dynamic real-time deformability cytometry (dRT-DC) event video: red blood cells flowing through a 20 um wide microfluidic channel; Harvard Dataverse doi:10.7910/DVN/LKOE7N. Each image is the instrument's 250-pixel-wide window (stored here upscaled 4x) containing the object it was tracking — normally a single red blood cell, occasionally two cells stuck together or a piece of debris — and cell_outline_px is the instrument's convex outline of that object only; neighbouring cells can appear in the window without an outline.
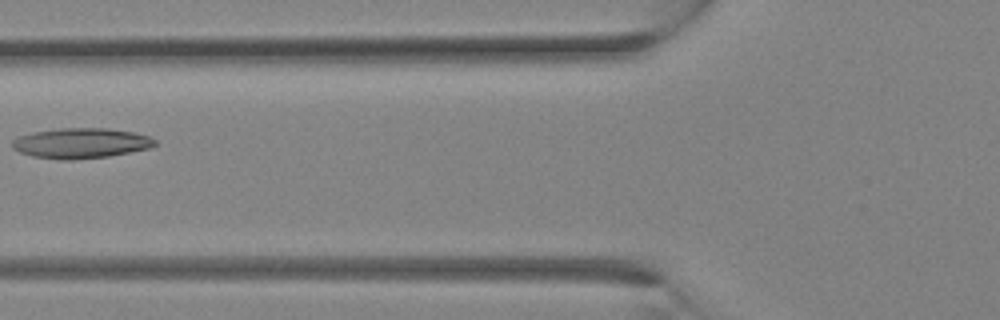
{"species": "Egyptian fruit bat (a non-hibernating species)", "species_latin": "Rousettus aegyptiacus", "temperature_condition": "room temperature", "stored_images_in_passage": 9, "camera_frame_rate_fps": 3000, "um_per_image_px": 0.085, "animal": {"sex": "female"}, "frame": {"image": 1, "passage_image": 8, "time_ms": 2.333, "image_size_px": [1000, 320], "cell_outline_px": [[156, 144], [148, 148], [108, 156], [68, 160], [64, 160], [32, 156], [20, 152], [12, 148], [12, 140], [20, 136], [32, 132], [60, 128], [108, 128], [132, 132], [148, 136], [156, 140]], "centroid_in_image_um": [6.84, 12.16], "position_along_channel_um": 119.0, "area_um2": 24.91}}